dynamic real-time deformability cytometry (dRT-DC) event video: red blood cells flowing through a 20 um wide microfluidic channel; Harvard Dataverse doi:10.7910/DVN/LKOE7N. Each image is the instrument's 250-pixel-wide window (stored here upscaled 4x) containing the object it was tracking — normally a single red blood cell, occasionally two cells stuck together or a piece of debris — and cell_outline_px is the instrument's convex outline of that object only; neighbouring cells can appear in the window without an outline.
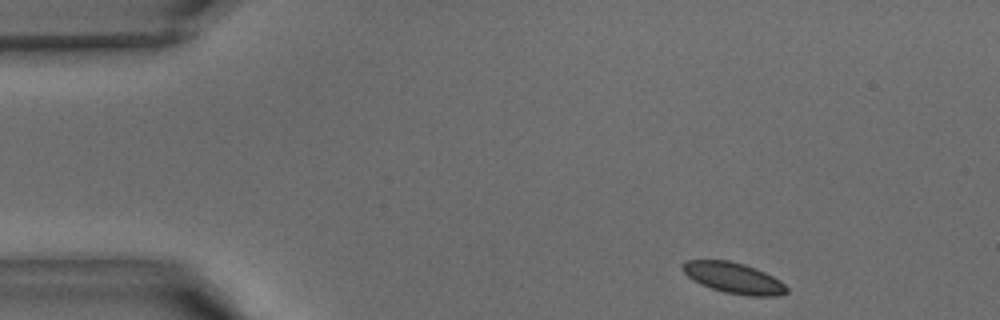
{"species": "common noctule bat (a hibernating species)", "species_latin": "Nyctalus noctula", "temperature_condition": "warm", "stored_images_in_passage": 37, "camera_frame_rate_fps": 3000, "um_per_image_px": 0.085, "animal": {"sex": "male", "body_mass_g": 15.6}, "frame": {"image": 1, "passage_image": 1, "time_ms": 0.0, "image_size_px": [1000, 320], "cell_outline_px": [[788, 292], [776, 296], [748, 296], [724, 292], [700, 284], [688, 276], [680, 268], [680, 264], [684, 260], [728, 260], [744, 264], [756, 268], [780, 280], [788, 288]], "centroid_in_image_um": [62.34, 23.62], "position_along_channel_um": 22.7, "area_um2": 18.79}}
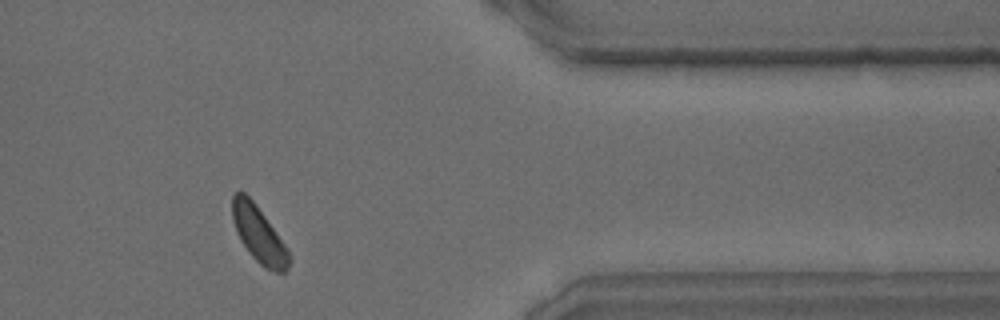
{"frame": {"image": 2, "passage_image": 30, "time_ms": 9.667, "image_size_px": [1000, 320], "cell_outline_px": [[292, 260], [288, 268], [284, 272], [272, 272], [264, 268], [248, 252], [240, 240], [236, 232], [232, 220], [232, 196], [240, 188], [256, 204], [288, 248], [292, 256]], "centroid_in_image_um": [22.01, 19.94], "position_along_channel_um": 389.4, "area_um2": 18.96}}
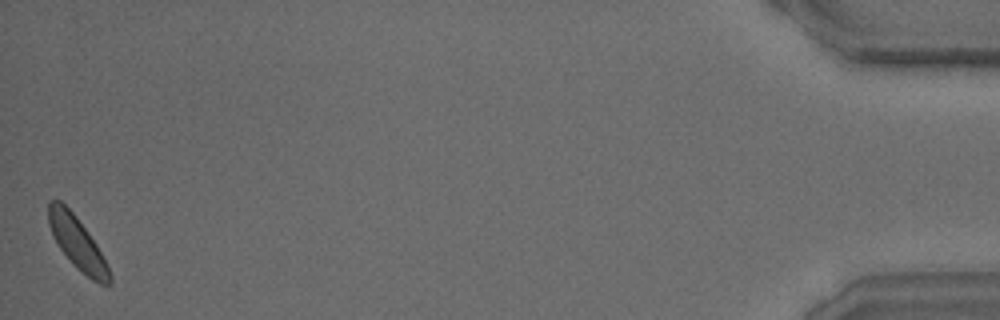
{"frame": {"image": 3, "passage_image": 37, "time_ms": 12.0, "image_size_px": [1000, 320], "cell_outline_px": [[112, 284], [100, 284], [92, 280], [80, 272], [72, 264], [60, 248], [52, 236], [48, 224], [48, 204], [52, 200], [60, 200], [76, 216], [88, 232], [96, 244], [112, 276]], "centroid_in_image_um": [6.55, 20.68], "position_along_channel_um": 428.6, "area_um2": 18.5}}